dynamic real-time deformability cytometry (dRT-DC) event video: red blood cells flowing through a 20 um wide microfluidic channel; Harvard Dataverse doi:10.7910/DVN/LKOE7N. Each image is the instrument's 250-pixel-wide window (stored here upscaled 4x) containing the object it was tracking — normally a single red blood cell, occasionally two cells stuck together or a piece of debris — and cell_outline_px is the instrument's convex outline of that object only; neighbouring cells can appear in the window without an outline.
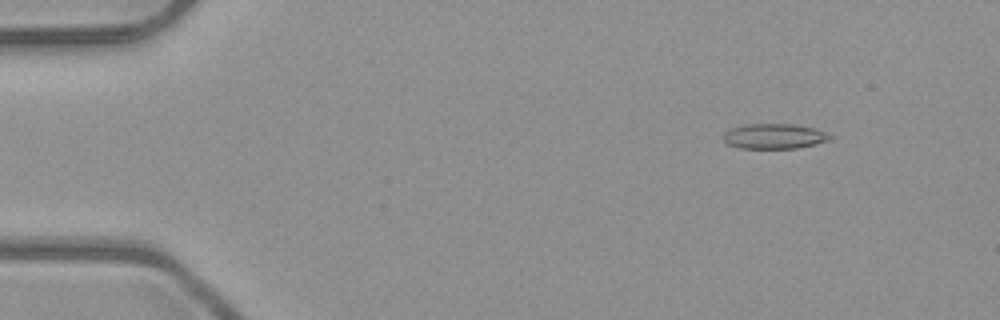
{"species": "common noctule bat (a hibernating species)", "species_latin": "Nyctalus noctula", "temperature_condition": "room temperature", "stored_images_in_passage": 5, "camera_frame_rate_fps": 3000, "um_per_image_px": 0.085, "animal": {"sex": "male", "body_mass_g": 23.1, "forearm_length_mm": 52.7}, "frame": {"image": 1, "passage_image": 1, "time_ms": 0.0, "image_size_px": [1000, 320], "cell_outline_px": [[832, 136], [828, 140], [816, 144], [796, 148], [740, 148], [728, 144], [724, 140], [724, 132], [732, 128], [748, 124], [792, 124], [816, 128]], "centroid_in_image_um": [65.81, 11.58], "position_along_channel_um": 19.2, "area_um2": 15.43}}